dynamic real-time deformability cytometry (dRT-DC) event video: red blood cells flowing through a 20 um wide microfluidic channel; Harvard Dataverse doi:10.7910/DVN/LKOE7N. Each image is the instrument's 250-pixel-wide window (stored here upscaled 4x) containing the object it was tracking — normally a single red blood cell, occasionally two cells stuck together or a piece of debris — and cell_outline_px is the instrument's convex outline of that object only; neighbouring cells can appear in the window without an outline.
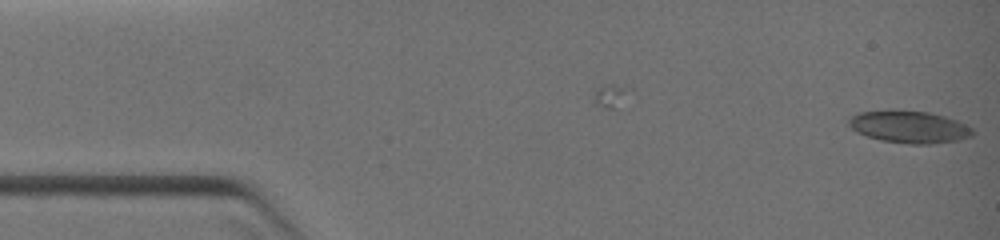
{"species": "common noctule bat (a hibernating species)", "species_latin": "Nyctalus noctula", "temperature_condition": "warm", "stored_images_in_passage": 2, "camera_frame_rate_fps": 3000, "um_per_image_px": 0.085, "animal": {"sex": "female", "body_mass_g": 19.0, "forearm_length_mm": 51.5}, "frame": {"image": 1, "passage_image": 2, "time_ms": 1.0, "image_size_px": [1000, 240], "cell_outline_px": [[972, 136], [956, 140], [928, 144], [912, 144], [880, 140], [856, 132], [848, 124], [848, 120], [852, 116], [860, 112], [888, 108], [892, 108], [928, 112], [944, 116], [956, 120], [972, 128]], "centroid_in_image_um": [77.23, 10.75], "position_along_channel_um": 7.8, "area_um2": 23.41}}